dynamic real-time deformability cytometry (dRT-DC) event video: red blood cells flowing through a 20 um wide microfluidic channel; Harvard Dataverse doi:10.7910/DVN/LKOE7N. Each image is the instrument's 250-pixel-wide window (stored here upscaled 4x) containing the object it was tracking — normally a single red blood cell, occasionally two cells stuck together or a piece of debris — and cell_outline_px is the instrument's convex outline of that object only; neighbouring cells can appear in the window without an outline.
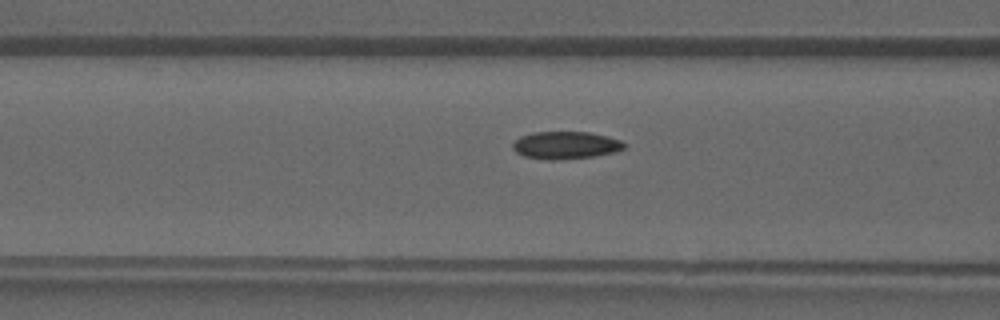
{"species": "common noctule bat (a hibernating species)", "species_latin": "Nyctalus noctula", "temperature_condition": "warm", "stored_images_in_passage": 32, "camera_frame_rate_fps": 3000, "um_per_image_px": 0.085, "animal": {"sex": "male", "forearm_length_mm": 52.5}, "frame": {"image": 1, "passage_image": 12, "time_ms": 3.667, "image_size_px": [1000, 320], "cell_outline_px": [[628, 144], [624, 148], [612, 152], [592, 156], [552, 160], [548, 160], [524, 156], [516, 152], [512, 148], [512, 144], [520, 136], [532, 132], [588, 132], [608, 136], [620, 140]], "centroid_in_image_um": [48.06, 12.33], "position_along_channel_um": 118.5, "area_um2": 17.74}}
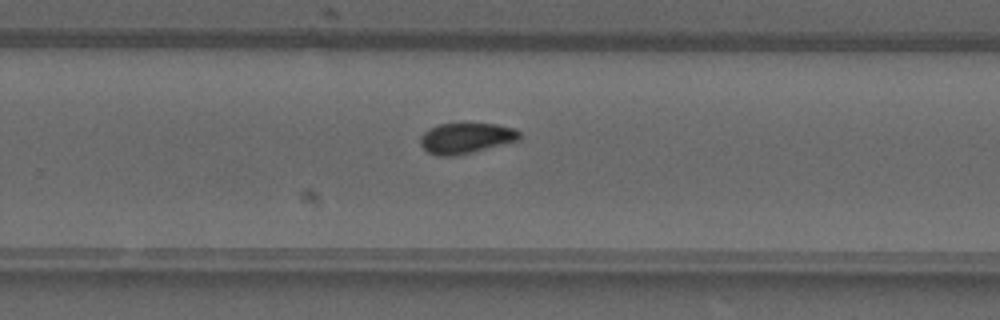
{"frame": {"image": 2, "passage_image": 22, "time_ms": 7.0, "image_size_px": [1000, 320], "cell_outline_px": [[520, 140], [456, 156], [436, 156], [428, 152], [420, 144], [420, 136], [428, 128], [440, 124], [496, 124], [512, 128], [520, 132]], "centroid_in_image_um": [39.58, 11.75], "position_along_channel_um": 290.2, "area_um2": 17.63}}
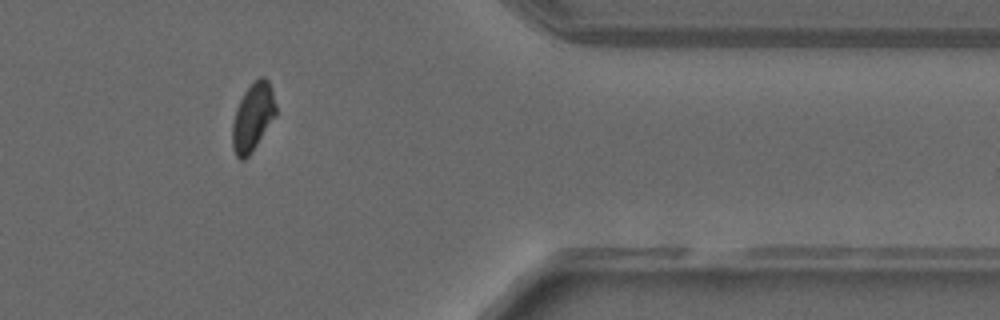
{"frame": {"image": 3, "passage_image": 29, "time_ms": 9.333, "image_size_px": [1000, 320], "cell_outline_px": [[276, 116], [248, 156], [244, 160], [240, 160], [236, 156], [232, 148], [232, 124], [236, 108], [244, 92], [260, 76], [264, 76], [268, 80], [272, 88], [276, 104]], "centroid_in_image_um": [21.49, 9.95], "position_along_channel_um": 389.9, "area_um2": 17.17}}